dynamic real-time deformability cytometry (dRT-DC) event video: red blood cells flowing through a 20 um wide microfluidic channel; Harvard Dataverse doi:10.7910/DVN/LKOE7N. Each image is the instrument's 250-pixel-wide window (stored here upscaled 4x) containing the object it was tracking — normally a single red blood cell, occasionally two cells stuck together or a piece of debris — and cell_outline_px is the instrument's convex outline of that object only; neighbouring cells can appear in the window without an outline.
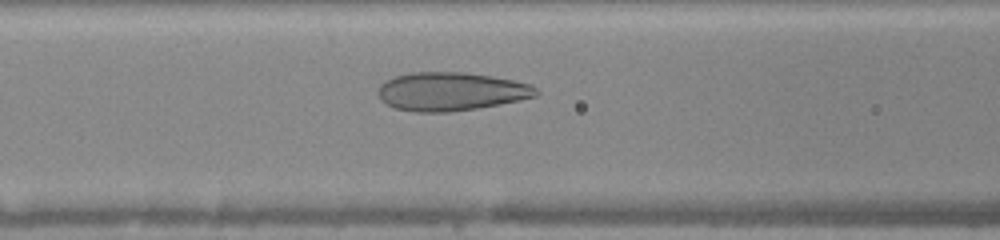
{"species": "human", "species_latin": "Homo sapiens", "temperature_condition": "warm", "stored_images_in_passage": 31, "camera_frame_rate_fps": 3000, "um_per_image_px": 0.085, "donor": {"sex": "female"}, "frame": {"image": 1, "passage_image": 11, "time_ms": 3.333, "image_size_px": [1000, 240], "cell_outline_px": [[540, 92], [536, 96], [520, 100], [500, 104], [452, 112], [416, 112], [396, 108], [380, 100], [376, 92], [380, 84], [396, 76], [412, 72], [464, 72], [492, 76], [532, 84]], "centroid_in_image_um": [38.34, 7.78], "position_along_channel_um": 128.3, "area_um2": 35.49}}
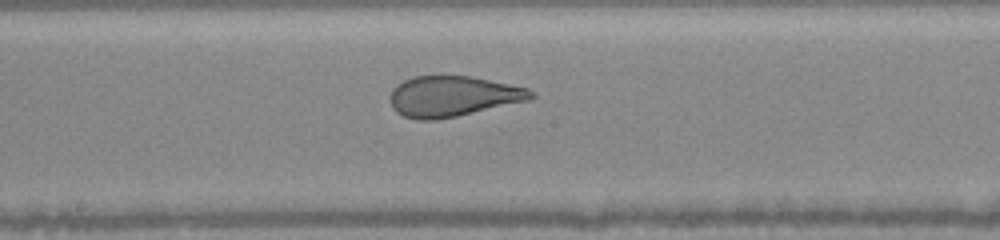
{"frame": {"image": 2, "passage_image": 17, "time_ms": 5.333, "image_size_px": [1000, 240], "cell_outline_px": [[536, 96], [532, 100], [456, 116], [436, 120], [416, 120], [404, 116], [396, 112], [392, 108], [392, 88], [396, 84], [412, 76], [468, 76], [528, 88]], "centroid_in_image_um": [38.49, 8.19], "position_along_channel_um": 209.7, "area_um2": 33.18}}
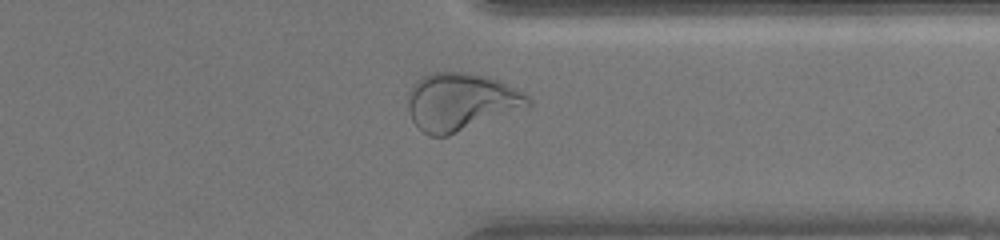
{"frame": {"image": 3, "passage_image": 29, "time_ms": 9.333, "image_size_px": [1000, 240], "cell_outline_px": [[532, 104], [528, 108], [448, 136], [428, 136], [412, 120], [408, 108], [408, 92], [412, 84], [420, 76], [432, 72], [468, 72], [488, 76], [524, 92], [532, 100]], "centroid_in_image_um": [39.19, 8.65], "position_along_channel_um": 372.2, "area_um2": 40.92}}